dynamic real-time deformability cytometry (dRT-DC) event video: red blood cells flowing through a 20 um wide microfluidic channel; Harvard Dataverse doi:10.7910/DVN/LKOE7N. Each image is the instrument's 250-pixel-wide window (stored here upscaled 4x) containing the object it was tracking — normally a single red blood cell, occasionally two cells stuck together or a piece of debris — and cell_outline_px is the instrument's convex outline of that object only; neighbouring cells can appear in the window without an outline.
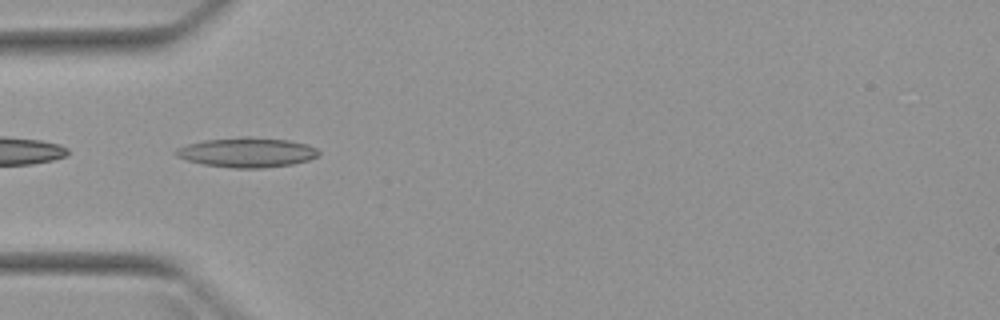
{"species": "Egyptian fruit bat (a non-hibernating species)", "species_latin": "Rousettus aegyptiacus", "temperature_condition": "warm", "stored_images_in_passage": 5, "camera_frame_rate_fps": 3000, "um_per_image_px": 0.085, "animal": {"sex": "female"}, "frame": {"image": 1, "passage_image": 4, "time_ms": 4.333, "image_size_px": [1000, 320], "cell_outline_px": [[320, 152], [316, 156], [308, 160], [292, 164], [264, 168], [232, 168], [204, 164], [188, 160], [176, 156], [172, 152], [176, 148], [188, 144], [204, 140], [244, 136], [248, 136], [288, 140], [308, 144], [316, 148]], "centroid_in_image_um": [20.98, 12.95], "position_along_channel_um": 64.0, "area_um2": 24.8}}
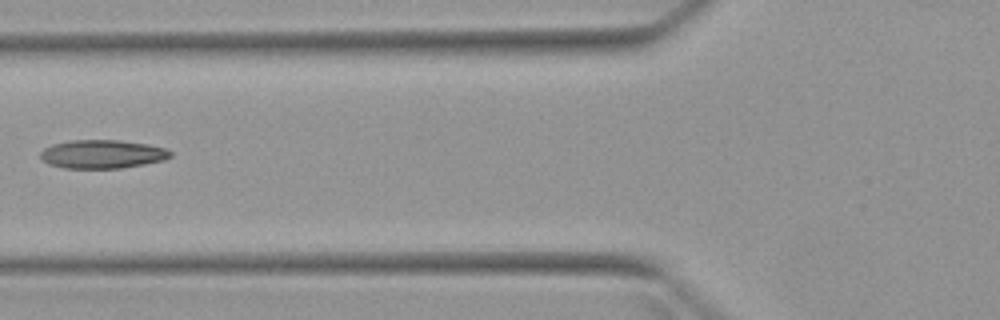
{"frame": {"image": 2, "passage_image": 5, "time_ms": 5.667, "image_size_px": [1000, 320], "cell_outline_px": [[172, 156], [164, 160], [144, 164], [120, 168], [64, 168], [48, 164], [40, 156], [40, 152], [44, 148], [52, 144], [72, 140], [120, 140], [148, 144], [168, 148], [172, 152]], "centroid_in_image_um": [8.72, 13.09], "position_along_channel_um": 117.1, "area_um2": 21.73}}